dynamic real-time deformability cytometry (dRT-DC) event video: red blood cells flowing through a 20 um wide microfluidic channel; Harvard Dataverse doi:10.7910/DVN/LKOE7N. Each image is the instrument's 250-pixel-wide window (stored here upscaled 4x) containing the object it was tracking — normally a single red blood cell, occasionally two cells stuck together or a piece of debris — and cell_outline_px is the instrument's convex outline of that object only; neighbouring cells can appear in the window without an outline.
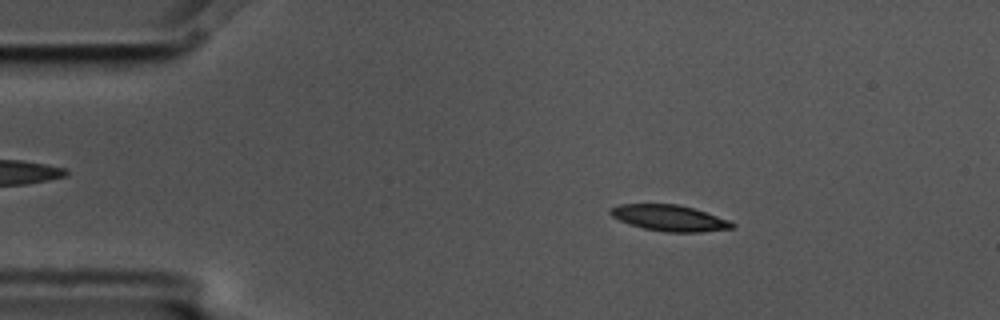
{"species": "common noctule bat (a hibernating species)", "species_latin": "Nyctalus noctula", "temperature_condition": "cold", "stored_images_in_passage": 5, "camera_frame_rate_fps": 3000, "um_per_image_px": 0.085, "animal": {"sex": "male", "body_mass_g": 17.5, "forearm_length_mm": 52.3}, "frame": {"image": 1, "passage_image": 2, "time_ms": 0.333, "image_size_px": [1000, 320], "cell_outline_px": [[736, 224], [732, 228], [700, 232], [668, 232], [644, 228], [628, 224], [612, 216], [608, 212], [612, 208], [620, 204], [676, 204], [692, 208], [728, 220]], "centroid_in_image_um": [56.88, 18.53], "position_along_channel_um": 28.1, "area_um2": 18.15}}
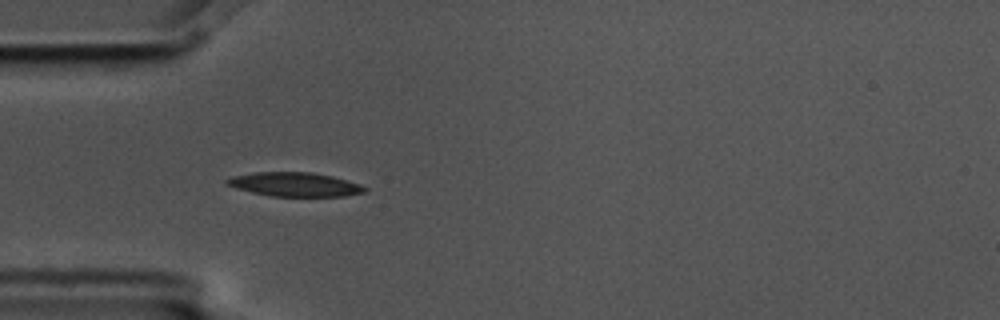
{"frame": {"image": 2, "passage_image": 4, "time_ms": 1.0, "image_size_px": [1000, 320], "cell_outline_px": [[368, 188], [364, 192], [344, 196], [272, 196], [252, 192], [236, 188], [224, 184], [224, 180], [232, 176], [256, 172], [312, 172], [332, 176], [360, 184]], "centroid_in_image_um": [25.03, 15.67], "position_along_channel_um": 60.0, "area_um2": 19.25}}